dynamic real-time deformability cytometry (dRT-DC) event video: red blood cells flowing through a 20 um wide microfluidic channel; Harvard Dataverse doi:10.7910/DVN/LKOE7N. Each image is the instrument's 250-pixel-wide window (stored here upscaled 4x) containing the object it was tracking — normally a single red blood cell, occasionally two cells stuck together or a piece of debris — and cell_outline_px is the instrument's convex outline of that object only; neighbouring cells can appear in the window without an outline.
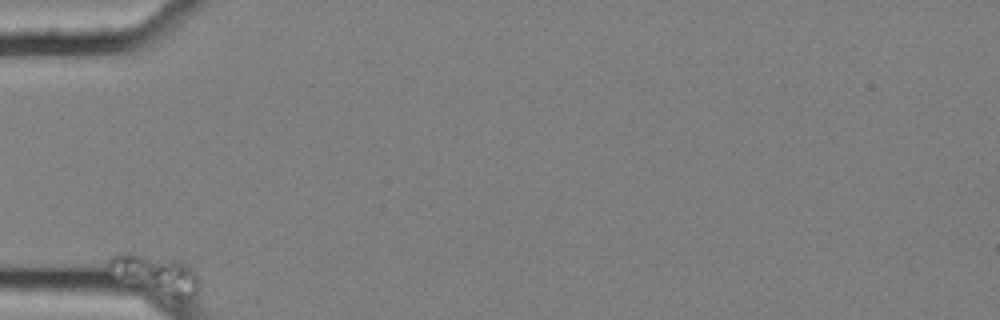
{"species": "common noctule bat (a hibernating species)", "species_latin": "Nyctalus noctula", "temperature_condition": "cold", "stored_images_in_passage": 9, "camera_frame_rate_fps": 3000, "um_per_image_px": 0.085, "animal": {"sex": "female", "body_mass_g": 25.1}, "frame": {"image": 1, "passage_image": 1, "time_ms": 0.0, "image_size_px": [1000, 320], "cell_outline_px": [[196, 292], [192, 296], [180, 304], [104, 272], [108, 260], [112, 256], [120, 252], [180, 260], [192, 268], [196, 272]], "centroid_in_image_um": [13.18, 23.37], "position_along_channel_um": 71.8, "area_um2": 21.15}}
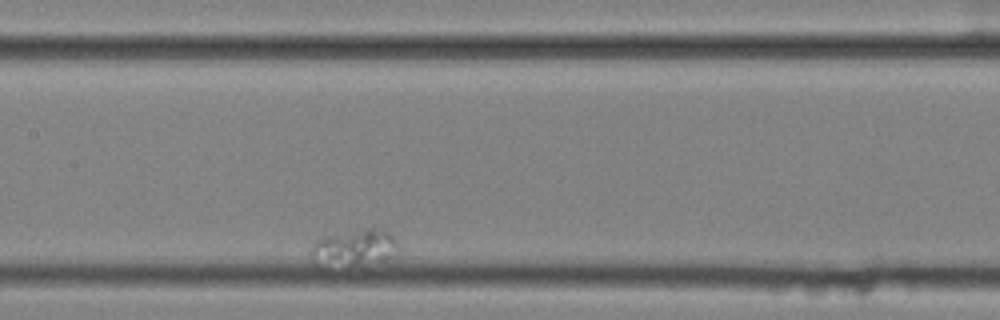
{"frame": {"image": 2, "passage_image": 6, "time_ms": 1.667, "image_size_px": [1000, 320], "cell_outline_px": [[400, 252], [388, 260], [348, 268], [312, 264], [308, 252], [312, 244], [320, 236], [368, 228], [384, 228], [396, 240], [400, 248]], "centroid_in_image_um": [30.09, 21.1], "position_along_channel_um": 177.3, "area_um2": 19.94}}
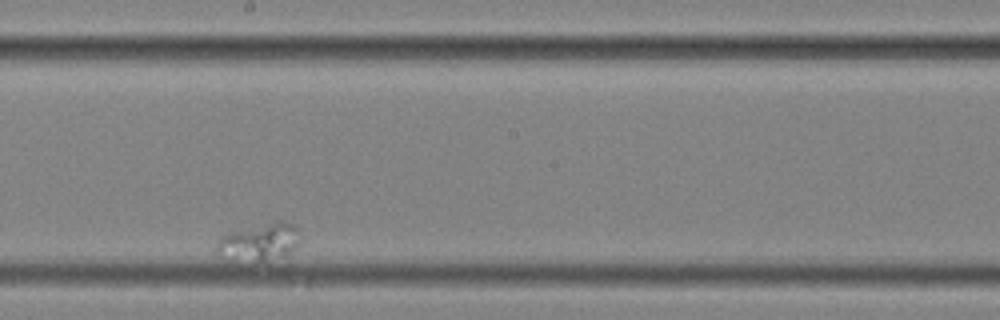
{"frame": {"image": 3, "passage_image": 8, "time_ms": 2.333, "image_size_px": [1000, 320], "cell_outline_px": [[300, 244], [288, 256], [268, 264], [252, 264], [220, 256], [216, 252], [216, 244], [228, 232], [276, 220], [288, 220], [296, 228]], "centroid_in_image_um": [22.1, 20.64], "position_along_channel_um": 226.1, "area_um2": 19.36}}